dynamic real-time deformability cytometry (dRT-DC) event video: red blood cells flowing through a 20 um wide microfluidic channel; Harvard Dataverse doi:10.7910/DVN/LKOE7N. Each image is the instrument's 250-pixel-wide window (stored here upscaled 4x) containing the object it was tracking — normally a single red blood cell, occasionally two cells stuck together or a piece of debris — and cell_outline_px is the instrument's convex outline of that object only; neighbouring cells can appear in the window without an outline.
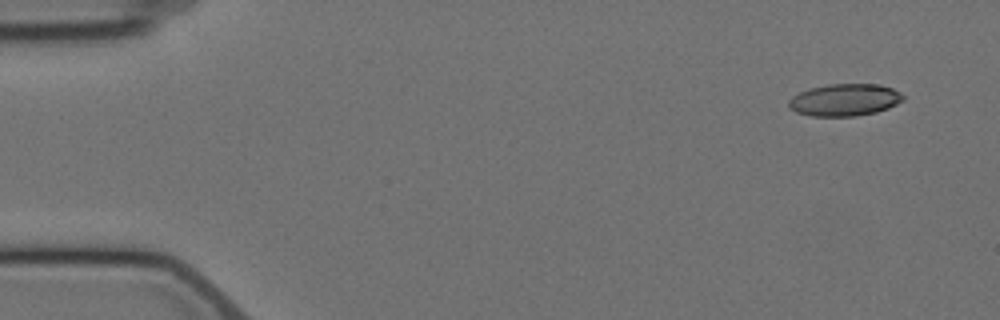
{"species": "Egyptian fruit bat (a non-hibernating species)", "species_latin": "Rousettus aegyptiacus", "temperature_condition": "cold", "stored_images_in_passage": 5, "camera_frame_rate_fps": 3000, "um_per_image_px": 0.085, "animal": {"sex": "female"}, "frame": {"image": 1, "passage_image": 1, "time_ms": 0.0, "image_size_px": [1000, 320], "cell_outline_px": [[904, 100], [888, 108], [876, 112], [856, 116], [812, 116], [796, 112], [788, 108], [788, 100], [792, 96], [808, 88], [828, 84], [880, 84], [892, 88], [900, 92], [904, 96]], "centroid_in_image_um": [71.78, 8.49], "position_along_channel_um": 13.2, "area_um2": 21.62}}
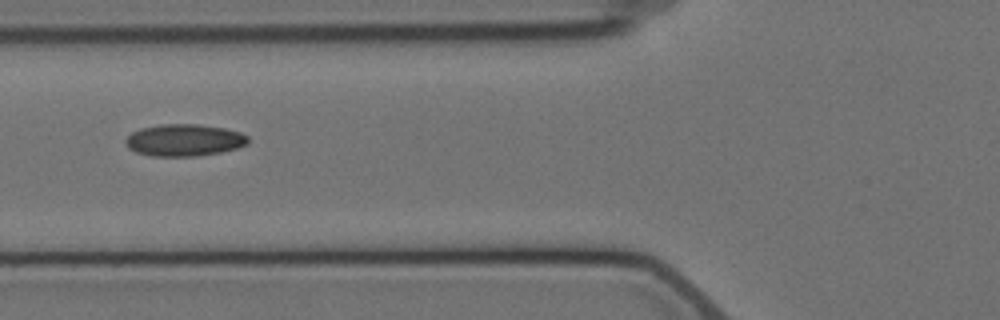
{"frame": {"image": 2, "passage_image": 5, "time_ms": 6.0, "image_size_px": [1000, 320], "cell_outline_px": [[248, 144], [236, 148], [220, 152], [196, 156], [152, 156], [136, 152], [128, 148], [124, 140], [132, 132], [140, 128], [160, 124], [196, 124], [224, 128], [240, 132], [248, 136]], "centroid_in_image_um": [15.64, 11.91], "position_along_channel_um": 110.2, "area_um2": 22.83}}